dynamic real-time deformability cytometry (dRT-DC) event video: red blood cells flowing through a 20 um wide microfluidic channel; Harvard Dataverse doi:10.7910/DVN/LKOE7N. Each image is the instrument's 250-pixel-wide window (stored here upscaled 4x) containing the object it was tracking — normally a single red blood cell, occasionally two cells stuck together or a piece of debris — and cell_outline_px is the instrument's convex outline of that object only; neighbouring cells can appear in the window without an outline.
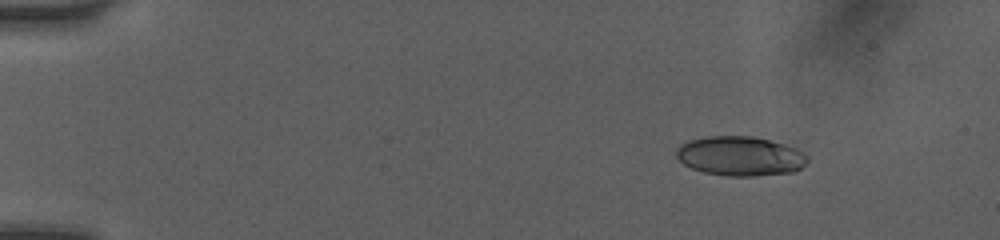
{"species": "human", "species_latin": "Homo sapiens", "temperature_condition": "room temperature", "stored_images_in_passage": 5, "camera_frame_rate_fps": 3000, "um_per_image_px": 0.085, "donor": {"sex": "female"}, "frame": {"image": 1, "passage_image": 2, "time_ms": 1.0, "image_size_px": [1000, 240], "cell_outline_px": [[808, 160], [800, 168], [792, 172], [752, 176], [728, 176], [704, 172], [692, 168], [684, 164], [676, 156], [676, 148], [680, 144], [688, 140], [708, 136], [752, 136], [784, 144], [796, 148], [804, 152], [808, 156]], "centroid_in_image_um": [62.9, 13.26], "position_along_channel_um": 22.1, "area_um2": 30.11}}
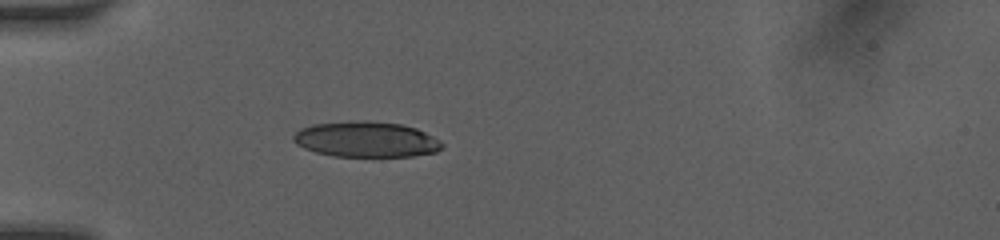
{"frame": {"image": 2, "passage_image": 5, "time_ms": 4.0, "image_size_px": [1000, 240], "cell_outline_px": [[444, 144], [436, 152], [412, 156], [332, 156], [316, 152], [304, 148], [296, 144], [292, 140], [292, 136], [300, 128], [312, 124], [348, 120], [368, 120], [400, 124], [416, 128], [440, 140]], "centroid_in_image_um": [31.08, 11.83], "position_along_channel_um": 53.9, "area_um2": 31.04}}